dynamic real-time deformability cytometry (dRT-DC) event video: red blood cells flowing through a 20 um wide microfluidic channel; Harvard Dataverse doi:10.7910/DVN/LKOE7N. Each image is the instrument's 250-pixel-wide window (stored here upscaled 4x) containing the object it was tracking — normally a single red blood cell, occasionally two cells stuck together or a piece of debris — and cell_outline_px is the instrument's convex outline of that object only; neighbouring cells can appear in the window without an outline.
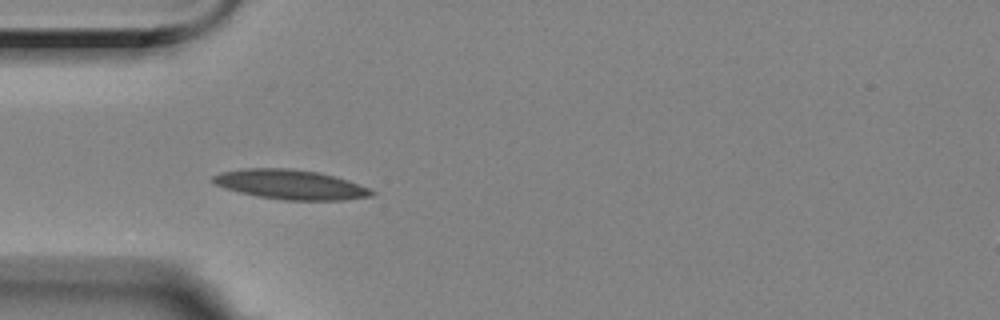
{"species": "Egyptian fruit bat (a non-hibernating species)", "species_latin": "Rousettus aegyptiacus", "temperature_condition": "room temperature", "stored_images_in_passage": 41, "camera_frame_rate_fps": 3000, "um_per_image_px": 0.085, "animal": {"sex": "female"}, "frame": {"image": 1, "passage_image": 1, "time_ms": 0.0, "image_size_px": [1000, 320], "cell_outline_px": [[376, 192], [372, 196], [344, 200], [284, 200], [260, 196], [240, 192], [224, 188], [216, 184], [212, 180], [212, 176], [220, 172], [244, 168], [288, 168], [316, 172], [348, 180], [368, 188]], "centroid_in_image_um": [24.68, 15.68], "position_along_channel_um": 60.3, "area_um2": 27.11}}
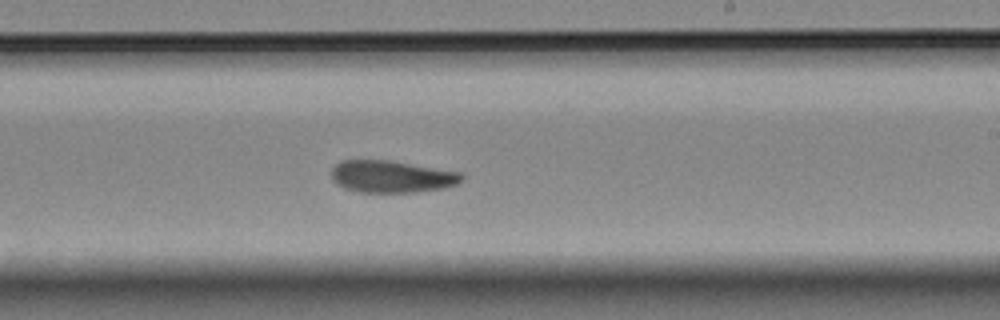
{"frame": {"image": 2, "passage_image": 18, "time_ms": 5.667, "image_size_px": [1000, 320], "cell_outline_px": [[464, 180], [456, 184], [444, 188], [416, 192], [360, 192], [344, 188], [336, 184], [332, 180], [332, 168], [340, 160], [388, 160], [460, 172], [464, 176]], "centroid_in_image_um": [33.28, 15.01], "position_along_channel_um": 255.7, "area_um2": 24.39}}
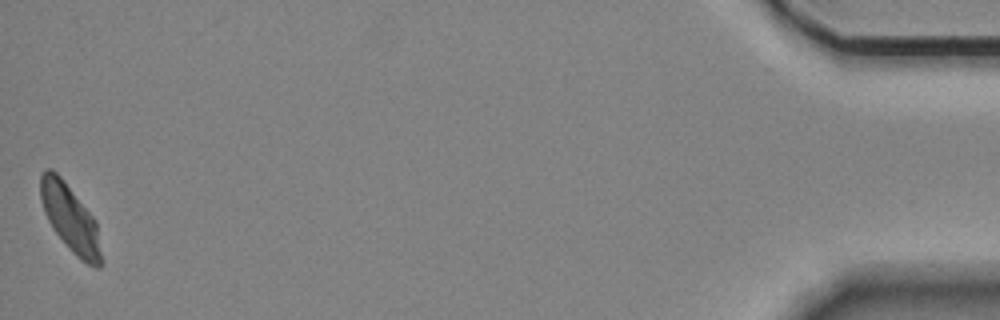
{"frame": {"image": 3, "passage_image": 41, "time_ms": 13.333, "image_size_px": [1000, 320], "cell_outline_px": [[104, 260], [100, 268], [96, 268], [80, 260], [72, 252], [52, 228], [44, 212], [40, 200], [40, 176], [44, 168], [52, 168], [60, 176], [96, 220]], "centroid_in_image_um": [5.99, 18.59], "position_along_channel_um": 429.2, "area_um2": 24.04}}